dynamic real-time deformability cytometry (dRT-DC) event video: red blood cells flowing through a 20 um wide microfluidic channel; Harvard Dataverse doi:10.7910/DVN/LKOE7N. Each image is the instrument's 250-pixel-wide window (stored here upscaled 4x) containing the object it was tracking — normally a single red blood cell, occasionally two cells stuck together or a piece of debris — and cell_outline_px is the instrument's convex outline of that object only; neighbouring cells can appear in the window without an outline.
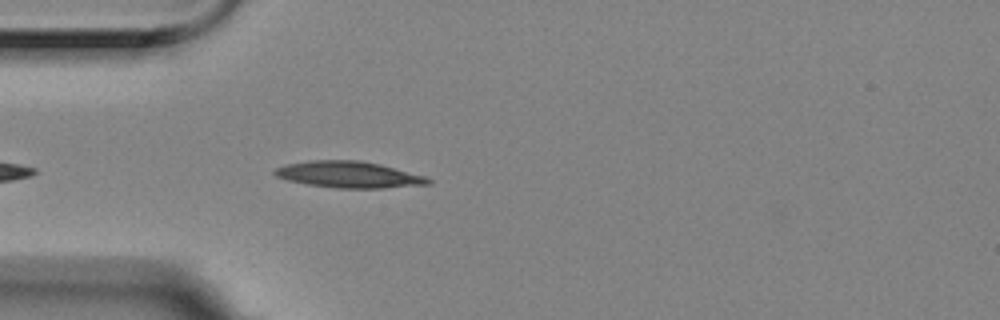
{"species": "Egyptian fruit bat (a non-hibernating species)", "species_latin": "Rousettus aegyptiacus", "temperature_condition": "room temperature", "stored_images_in_passage": 42, "camera_frame_rate_fps": 3000, "um_per_image_px": 0.085, "animal": {"sex": "female"}, "frame": {"image": 1, "passage_image": 4, "time_ms": 1.0, "image_size_px": [1000, 320], "cell_outline_px": [[432, 184], [384, 188], [336, 188], [308, 184], [288, 180], [276, 176], [272, 172], [276, 168], [284, 164], [312, 160], [360, 160], [380, 164], [424, 176], [432, 180]], "centroid_in_image_um": [29.64, 14.84], "position_along_channel_um": 55.4, "area_um2": 23.58}}
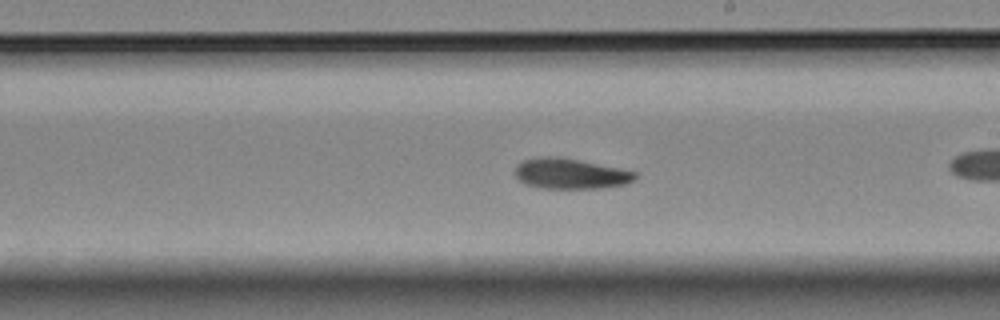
{"frame": {"image": 2, "passage_image": 17, "time_ms": 5.333, "image_size_px": [1000, 320], "cell_outline_px": [[636, 180], [624, 184], [600, 188], [540, 188], [524, 184], [512, 172], [516, 164], [524, 160], [540, 156], [556, 156], [620, 168], [636, 172]], "centroid_in_image_um": [48.43, 14.76], "position_along_channel_um": 240.6, "area_um2": 21.39}}
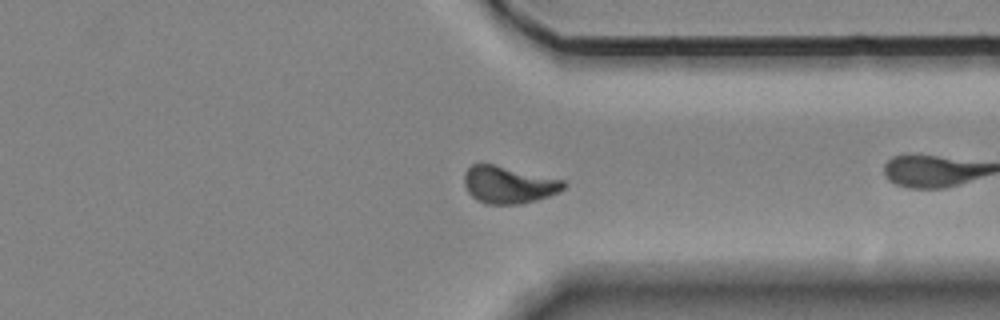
{"frame": {"image": 3, "passage_image": 28, "time_ms": 9.0, "image_size_px": [1000, 320], "cell_outline_px": [[568, 184], [560, 192], [536, 200], [520, 204], [488, 204], [476, 200], [468, 192], [464, 184], [464, 172], [472, 164], [480, 160], [564, 180]], "centroid_in_image_um": [43.2, 15.66], "position_along_channel_um": 368.2, "area_um2": 22.14}, "authors_computed_cell_mechanics": {"area_um2": 21.2704, "velocity_mm_per_s": 3.4969, "shape_relaxation_time_tau1_ms": 6.1624, "shape_relaxation_time_tau2_ms": null, "deformation_change_tau1": 0.1249, "deformation_change_tau2": null}}